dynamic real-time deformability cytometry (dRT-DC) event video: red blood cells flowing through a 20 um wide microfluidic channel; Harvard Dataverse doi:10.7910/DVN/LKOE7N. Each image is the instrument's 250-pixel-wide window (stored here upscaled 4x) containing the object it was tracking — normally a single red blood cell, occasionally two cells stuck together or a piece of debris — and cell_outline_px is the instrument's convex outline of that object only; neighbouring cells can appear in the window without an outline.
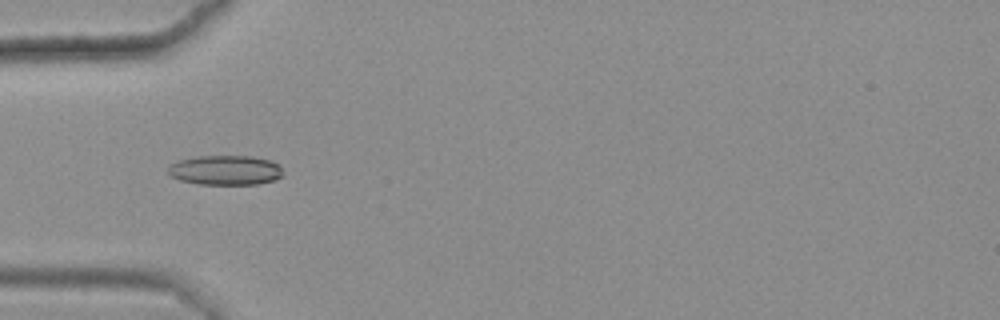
{"species": "common noctule bat (a hibernating species)", "species_latin": "Nyctalus noctula", "temperature_condition": "warm", "stored_images_in_passage": 34, "camera_frame_rate_fps": 3000, "um_per_image_px": 0.085, "animal": {"sex": "female", "body_mass_g": 25.1}, "frame": {"image": 1, "passage_image": 3, "time_ms": 0.667, "image_size_px": [1000, 320], "cell_outline_px": [[284, 176], [276, 180], [260, 184], [200, 184], [180, 180], [172, 176], [168, 172], [168, 168], [172, 164], [180, 160], [200, 156], [252, 156], [268, 160], [280, 164]], "centroid_in_image_um": [19.23, 14.47], "position_along_channel_um": 65.8, "area_um2": 19.88}}
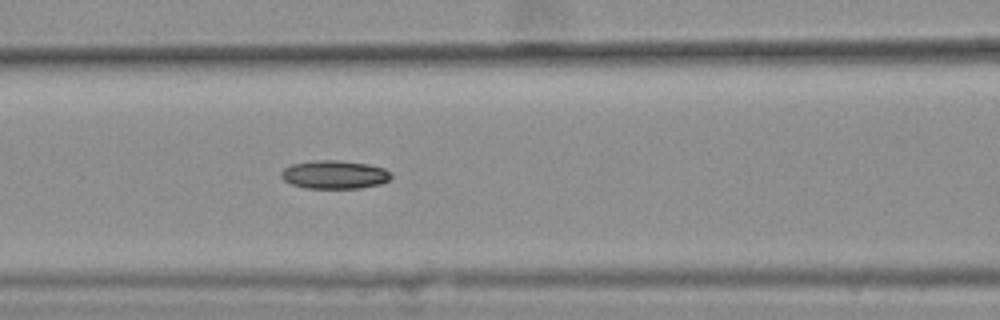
{"frame": {"image": 2, "passage_image": 9, "time_ms": 2.667, "image_size_px": [1000, 320], "cell_outline_px": [[392, 176], [388, 180], [380, 184], [360, 188], [304, 188], [292, 184], [284, 180], [280, 176], [280, 172], [284, 168], [292, 164], [312, 160], [336, 160], [368, 164], [384, 168], [392, 172]], "centroid_in_image_um": [28.42, 14.84], "position_along_channel_um": 138.2, "area_um2": 18.26}}
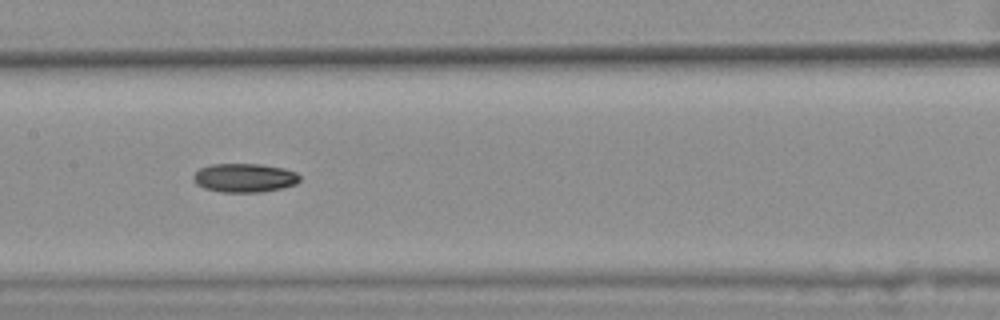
{"frame": {"image": 3, "passage_image": 13, "time_ms": 4.0, "image_size_px": [1000, 320], "cell_outline_px": [[300, 180], [296, 184], [284, 188], [260, 192], [220, 192], [204, 188], [196, 184], [192, 180], [192, 176], [200, 168], [212, 164], [260, 164], [284, 168], [296, 172], [300, 176]], "centroid_in_image_um": [20.78, 15.12], "position_along_channel_um": 186.6, "area_um2": 18.03}}